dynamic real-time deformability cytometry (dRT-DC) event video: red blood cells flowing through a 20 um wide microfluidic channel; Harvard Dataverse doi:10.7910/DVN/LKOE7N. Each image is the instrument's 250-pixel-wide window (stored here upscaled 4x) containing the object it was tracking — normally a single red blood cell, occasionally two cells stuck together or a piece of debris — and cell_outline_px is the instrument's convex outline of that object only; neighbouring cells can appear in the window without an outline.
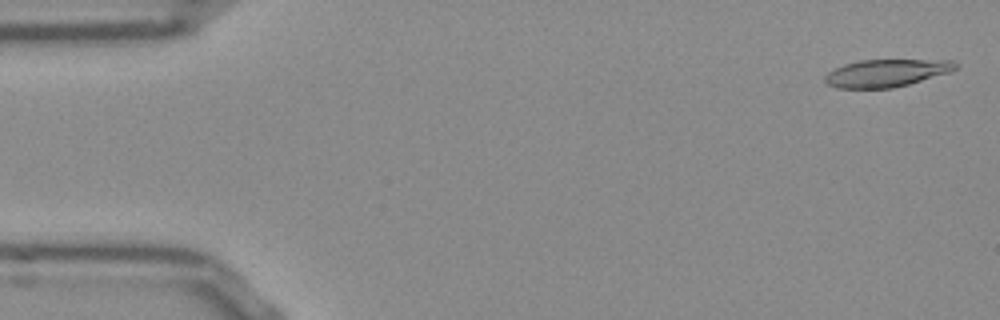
{"species": "Egyptian fruit bat (a non-hibernating species)", "species_latin": "Rousettus aegyptiacus", "temperature_condition": "room temperature", "stored_images_in_passage": 47, "camera_frame_rate_fps": 3000, "um_per_image_px": 0.085, "frame": {"image": 1, "passage_image": 2, "time_ms": 0.333, "image_size_px": [1000, 320], "cell_outline_px": [[960, 64], [956, 68], [948, 72], [908, 84], [892, 88], [836, 88], [828, 84], [824, 80], [824, 76], [828, 72], [844, 64], [860, 60], [952, 60]], "centroid_in_image_um": [75.32, 6.2], "position_along_channel_um": 9.7, "area_um2": 20.75}}
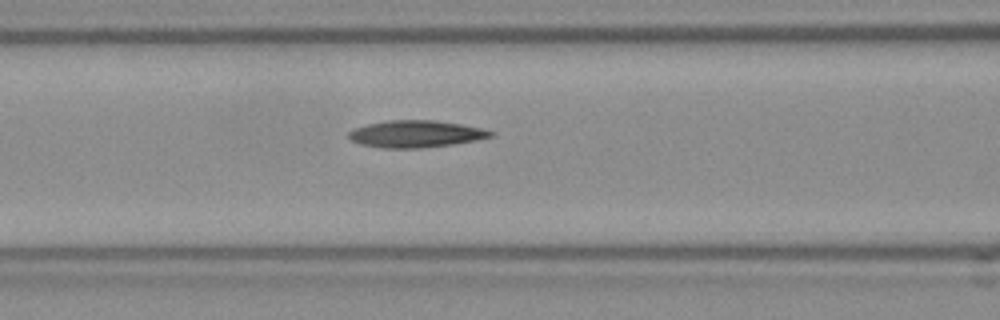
{"frame": {"image": 2, "passage_image": 21, "time_ms": 6.667, "image_size_px": [1000, 320], "cell_outline_px": [[496, 132], [492, 136], [476, 140], [452, 144], [420, 148], [384, 148], [360, 144], [352, 140], [348, 136], [348, 132], [356, 128], [368, 124], [388, 120], [432, 120], [460, 124], [480, 128]], "centroid_in_image_um": [35.34, 11.38], "position_along_channel_um": 131.3, "area_um2": 22.08}}
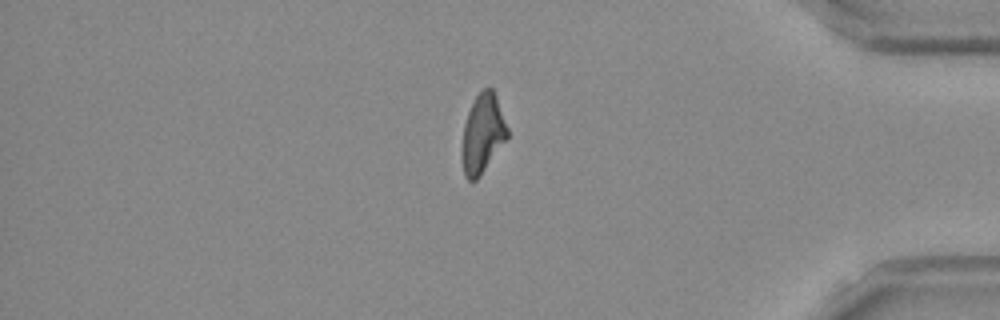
{"frame": {"image": 3, "passage_image": 44, "time_ms": 14.333, "image_size_px": [1000, 320], "cell_outline_px": [[508, 140], [480, 176], [476, 180], [468, 180], [464, 176], [460, 156], [464, 124], [468, 112], [476, 96], [484, 88], [492, 88], [496, 96], [508, 128]], "centroid_in_image_um": [41.02, 11.42], "position_along_channel_um": 394.2, "area_um2": 21.21}, "authors_computed_cell_mechanics": {"area_um2": 21.7906, "velocity_mm_per_s": 3.85, "shape_relaxation_time_tau1_ms": null, "shape_relaxation_time_tau2_ms": 11.183, "deformation_change_tau1": null, "deformation_change_tau2": 0.2487}}